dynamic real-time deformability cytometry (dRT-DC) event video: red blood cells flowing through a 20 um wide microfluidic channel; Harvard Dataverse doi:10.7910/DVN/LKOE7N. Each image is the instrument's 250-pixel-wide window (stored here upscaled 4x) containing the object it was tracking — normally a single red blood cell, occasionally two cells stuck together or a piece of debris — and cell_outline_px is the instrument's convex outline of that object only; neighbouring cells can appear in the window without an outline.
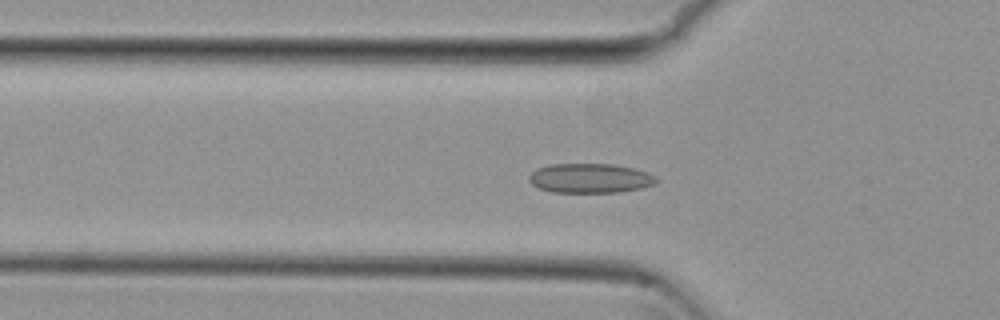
{"species": "common noctule bat (a hibernating species)", "species_latin": "Nyctalus noctula", "temperature_condition": "cold", "stored_images_in_passage": 54, "camera_frame_rate_fps": 3000, "um_per_image_px": 0.085, "animal": {"sex": "female", "body_mass_g": 29.2, "forearm_length_mm": 56.3}, "frame": {"image": 1, "passage_image": 17, "time_ms": 5.333, "image_size_px": [1000, 320], "cell_outline_px": [[656, 184], [640, 188], [620, 192], [552, 192], [540, 188], [532, 184], [528, 180], [528, 176], [536, 168], [552, 164], [612, 164], [632, 168], [648, 172], [656, 176]], "centroid_in_image_um": [50.15, 15.15], "position_along_channel_um": 75.7, "area_um2": 21.85}}
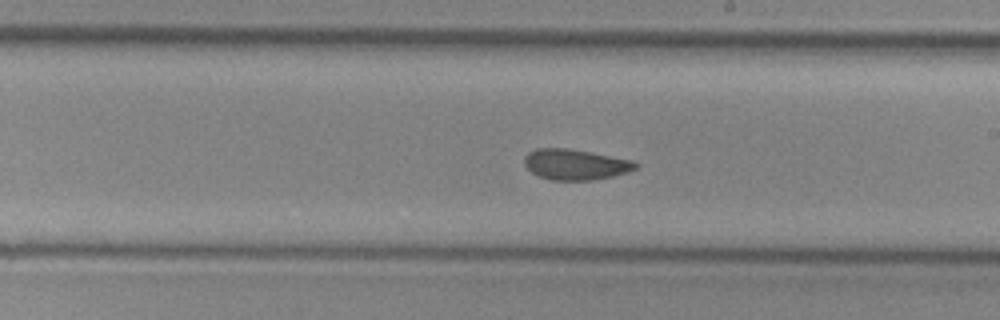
{"frame": {"image": 2, "passage_image": 30, "time_ms": 9.667, "image_size_px": [1000, 320], "cell_outline_px": [[640, 164], [636, 168], [628, 172], [612, 176], [592, 180], [552, 180], [540, 176], [532, 172], [524, 164], [524, 156], [528, 152], [536, 148], [568, 148], [632, 160]], "centroid_in_image_um": [48.9, 13.97], "position_along_channel_um": 240.1, "area_um2": 19.77}}
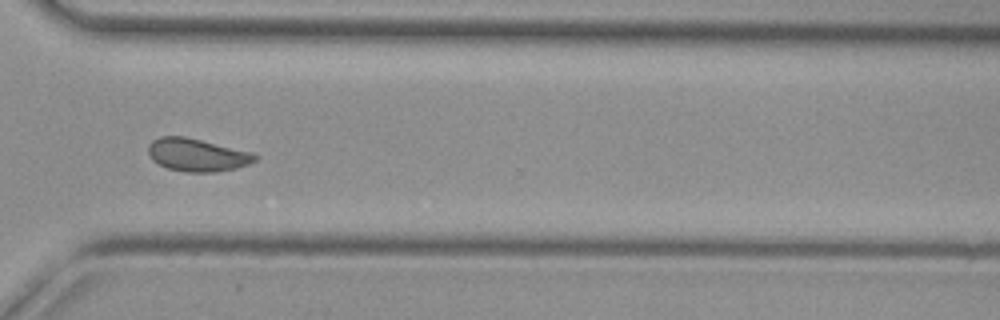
{"frame": {"image": 3, "passage_image": 39, "time_ms": 12.667, "image_size_px": [1000, 320], "cell_outline_px": [[260, 156], [256, 160], [248, 164], [236, 168], [216, 172], [188, 172], [168, 168], [152, 160], [148, 152], [148, 144], [152, 140], [160, 136], [184, 136], [256, 152]], "centroid_in_image_um": [16.8, 13.15], "position_along_channel_um": 353.8, "area_um2": 20.69}, "authors_computed_cell_mechanics": {"area_um2": 20.4612, "velocity_mm_per_s": 3.784, "shape_relaxation_time_tau1_ms": null, "shape_relaxation_time_tau2_ms": 1.3757, "deformation_change_tau1": null, "deformation_change_tau2": 0.0598}}